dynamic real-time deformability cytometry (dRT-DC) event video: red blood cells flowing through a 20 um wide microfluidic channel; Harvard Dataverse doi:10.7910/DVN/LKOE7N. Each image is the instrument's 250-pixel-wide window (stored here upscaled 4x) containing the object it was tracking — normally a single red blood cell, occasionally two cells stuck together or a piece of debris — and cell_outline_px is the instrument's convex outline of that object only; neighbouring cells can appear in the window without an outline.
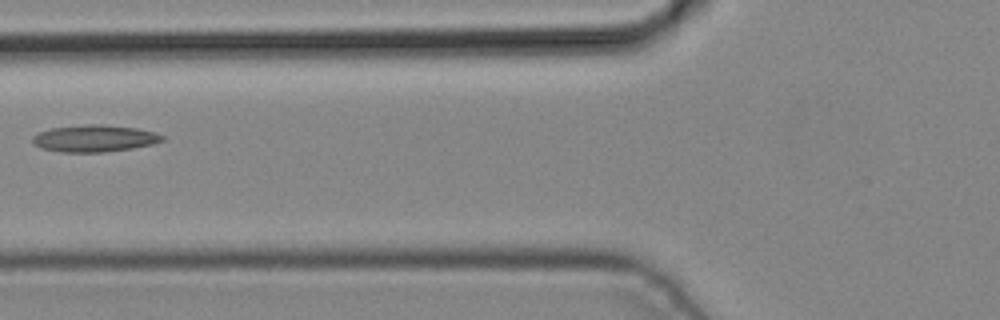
{"species": "common noctule bat (a hibernating species)", "species_latin": "Nyctalus noctula", "temperature_condition": "cold", "stored_images_in_passage": 5, "camera_frame_rate_fps": 3000, "um_per_image_px": 0.085, "animal": {"sex": "male", "body_mass_g": 19.2, "forearm_length_mm": 51.8}, "frame": {"image": 1, "passage_image": 5, "time_ms": 1.333, "image_size_px": [1000, 320], "cell_outline_px": [[164, 140], [152, 144], [132, 148], [104, 152], [60, 152], [40, 148], [32, 140], [32, 136], [40, 132], [52, 128], [84, 124], [100, 124], [136, 128], [152, 132], [164, 136]], "centroid_in_image_um": [8.01, 11.76], "position_along_channel_um": 117.8, "area_um2": 20.17}}